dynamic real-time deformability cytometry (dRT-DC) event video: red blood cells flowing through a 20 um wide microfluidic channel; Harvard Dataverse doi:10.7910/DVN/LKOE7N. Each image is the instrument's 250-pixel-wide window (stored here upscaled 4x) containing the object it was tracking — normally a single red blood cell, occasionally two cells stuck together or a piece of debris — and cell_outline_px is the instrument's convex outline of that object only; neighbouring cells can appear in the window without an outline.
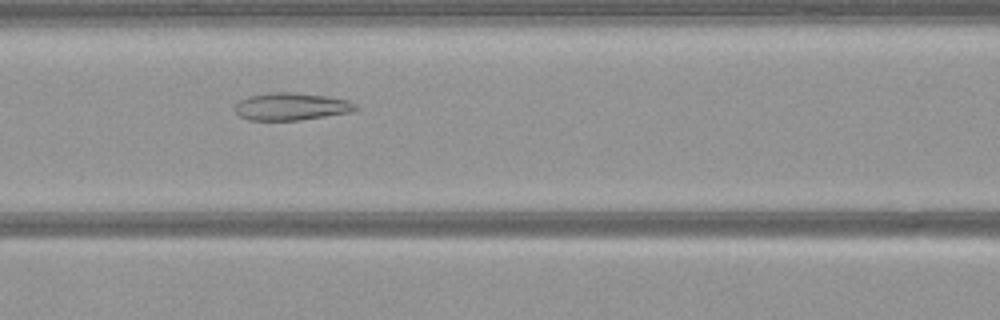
{"species": "common noctule bat (a hibernating species)", "species_latin": "Nyctalus noctula", "temperature_condition": "warm", "stored_images_in_passage": 49, "camera_frame_rate_fps": 3000, "um_per_image_px": 0.085, "animal": {"sex": "female", "body_mass_g": 21.9}, "frame": {"image": 1, "passage_image": 19, "time_ms": 6.0, "image_size_px": [1000, 320], "cell_outline_px": [[360, 108], [352, 112], [300, 120], [248, 120], [240, 116], [236, 112], [236, 104], [240, 100], [248, 96], [272, 92], [296, 92], [324, 96], [348, 100], [356, 104]], "centroid_in_image_um": [24.78, 9.05], "position_along_channel_um": 141.8, "area_um2": 19.31}}
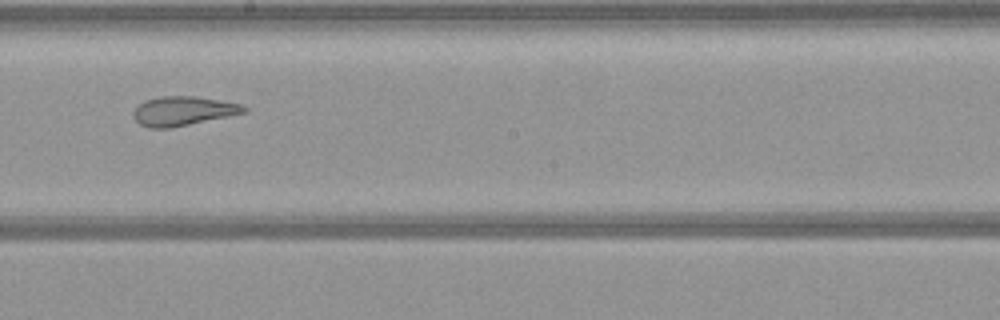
{"frame": {"image": 2, "passage_image": 26, "time_ms": 8.333, "image_size_px": [1000, 320], "cell_outline_px": [[248, 112], [172, 128], [148, 128], [140, 124], [132, 116], [132, 112], [136, 104], [144, 100], [160, 96], [196, 96], [240, 104], [248, 108]], "centroid_in_image_um": [15.51, 9.43], "position_along_channel_um": 232.7, "area_um2": 19.07}}
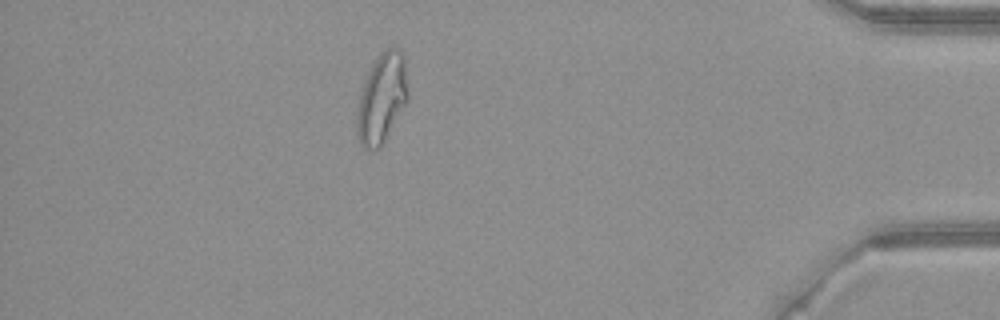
{"frame": {"image": 3, "passage_image": 43, "time_ms": 14.0, "image_size_px": [1000, 320], "cell_outline_px": [[408, 100], [380, 148], [364, 148], [360, 144], [356, 132], [356, 112], [360, 92], [364, 80], [372, 64], [380, 52], [384, 48], [400, 48], [404, 56], [408, 92]], "centroid_in_image_um": [32.44, 8.33], "position_along_channel_um": 402.8, "area_um2": 26.82}}